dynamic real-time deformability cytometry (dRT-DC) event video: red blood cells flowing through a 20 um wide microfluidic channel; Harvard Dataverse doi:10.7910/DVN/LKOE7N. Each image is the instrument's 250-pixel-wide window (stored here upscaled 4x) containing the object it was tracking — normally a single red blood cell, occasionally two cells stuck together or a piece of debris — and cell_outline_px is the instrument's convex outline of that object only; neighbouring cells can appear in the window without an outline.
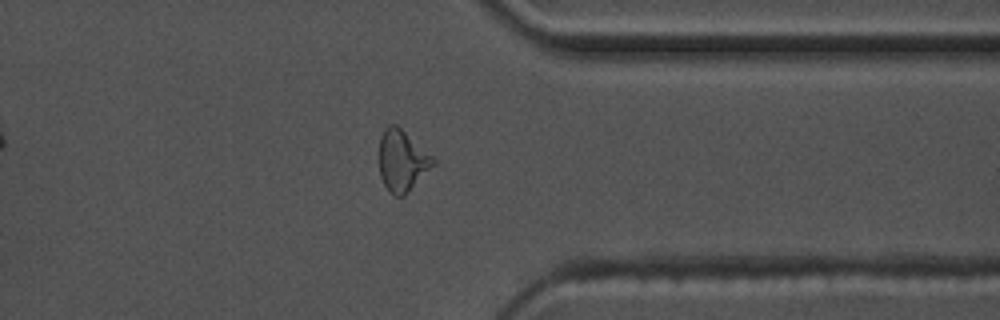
{"species": "common noctule bat (a hibernating species)", "species_latin": "Nyctalus noctula", "temperature_condition": "warm", "stored_images_in_passage": 51, "camera_frame_rate_fps": 3000, "um_per_image_px": 0.085, "animal": {"sex": "male", "body_mass_g": 17.5, "forearm_length_mm": 52.3}, "frame": {"image": 1, "passage_image": 44, "time_ms": 14.333, "image_size_px": [1000, 320], "cell_outline_px": [[436, 164], [404, 196], [396, 196], [388, 192], [380, 176], [380, 136], [384, 128], [388, 124], [396, 124], [432, 156], [436, 160]], "centroid_in_image_um": [34.18, 13.67], "position_along_channel_um": 377.2, "area_um2": 19.19}}